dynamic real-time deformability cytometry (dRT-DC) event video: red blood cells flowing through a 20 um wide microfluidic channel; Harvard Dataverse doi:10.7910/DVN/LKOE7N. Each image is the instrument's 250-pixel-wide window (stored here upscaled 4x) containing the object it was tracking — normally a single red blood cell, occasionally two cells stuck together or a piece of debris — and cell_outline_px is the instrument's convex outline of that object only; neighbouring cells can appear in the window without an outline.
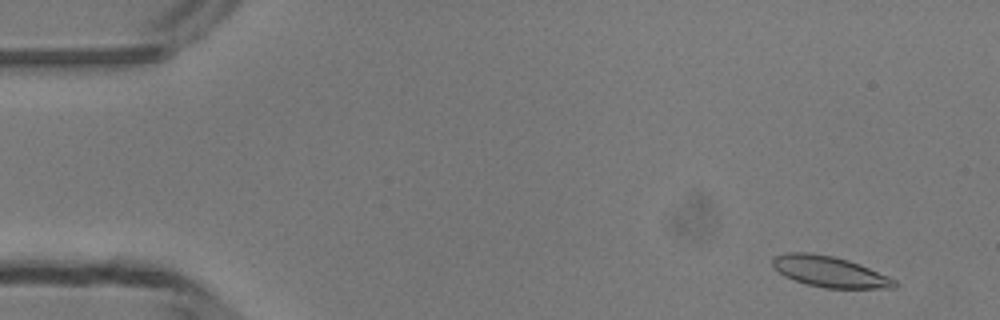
{"species": "common noctule bat (a hibernating species)", "species_latin": "Nyctalus noctula", "temperature_condition": "room temperature", "stored_images_in_passage": 46, "camera_frame_rate_fps": 3000, "um_per_image_px": 0.085, "animal": {"sex": "male", "body_mass_g": 13.3}, "frame": {"image": 1, "passage_image": 1, "time_ms": 0.0, "image_size_px": [1000, 320], "cell_outline_px": [[900, 284], [896, 288], [824, 288], [808, 284], [784, 276], [772, 268], [772, 260], [776, 256], [788, 252], [808, 252], [832, 256], [848, 260], [860, 264], [888, 276], [896, 280]], "centroid_in_image_um": [70.53, 23.09], "position_along_channel_um": 14.5, "area_um2": 21.96}}
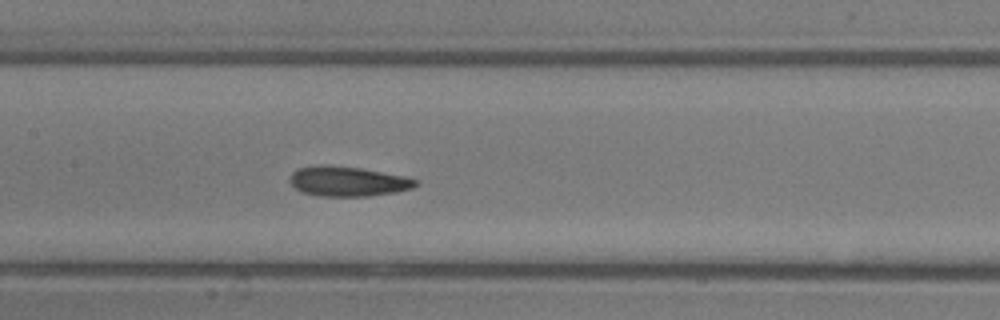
{"frame": {"image": 2, "passage_image": 21, "time_ms": 6.667, "image_size_px": [1000, 320], "cell_outline_px": [[420, 184], [412, 188], [396, 192], [368, 196], [316, 196], [300, 192], [288, 180], [288, 176], [296, 168], [320, 164], [328, 164], [360, 168], [404, 176], [420, 180]], "centroid_in_image_um": [29.53, 15.41], "position_along_channel_um": 177.9, "area_um2": 22.31}}
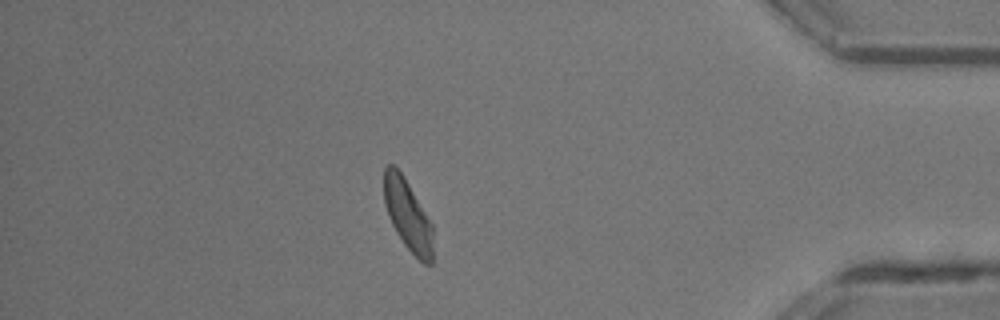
{"frame": {"image": 3, "passage_image": 40, "time_ms": 13.0, "image_size_px": [1000, 320], "cell_outline_px": [[432, 264], [424, 264], [404, 244], [396, 232], [388, 216], [384, 204], [384, 168], [388, 164], [392, 164], [404, 176], [432, 224]], "centroid_in_image_um": [34.64, 18.27], "position_along_channel_um": 400.6, "area_um2": 20.0}, "authors_computed_cell_mechanics": {"area_um2": 21.6172, "velocity_mm_per_s": 4.191, "shape_relaxation_time_tau1_ms": 2.8529, "shape_relaxation_time_tau2_ms": 2.3539, "deformation_change_tau1": 0.1331, "deformation_change_tau2": 0.1111}}